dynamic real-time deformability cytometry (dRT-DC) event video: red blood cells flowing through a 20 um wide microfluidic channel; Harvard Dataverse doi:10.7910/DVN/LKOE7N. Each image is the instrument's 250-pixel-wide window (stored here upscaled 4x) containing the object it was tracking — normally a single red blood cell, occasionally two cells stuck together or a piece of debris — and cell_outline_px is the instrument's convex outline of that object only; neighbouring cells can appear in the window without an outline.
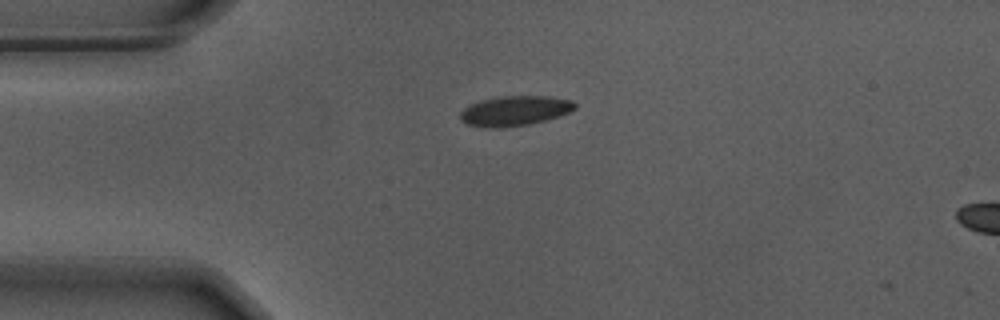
{"species": "Egyptian fruit bat (a non-hibernating species)", "species_latin": "Rousettus aegyptiacus", "temperature_condition": "warm", "stored_images_in_passage": 4, "camera_frame_rate_fps": 3000, "um_per_image_px": 0.085, "animal": {"sex": "male"}, "frame": {"image": 1, "passage_image": 1, "time_ms": 0.0, "image_size_px": [1000, 320], "cell_outline_px": [[576, 108], [568, 112], [544, 120], [528, 124], [504, 128], [488, 128], [464, 124], [460, 120], [460, 112], [468, 104], [480, 100], [500, 96], [548, 96], [572, 100], [576, 104]], "centroid_in_image_um": [43.68, 9.42], "position_along_channel_um": 41.3, "area_um2": 20.11}}